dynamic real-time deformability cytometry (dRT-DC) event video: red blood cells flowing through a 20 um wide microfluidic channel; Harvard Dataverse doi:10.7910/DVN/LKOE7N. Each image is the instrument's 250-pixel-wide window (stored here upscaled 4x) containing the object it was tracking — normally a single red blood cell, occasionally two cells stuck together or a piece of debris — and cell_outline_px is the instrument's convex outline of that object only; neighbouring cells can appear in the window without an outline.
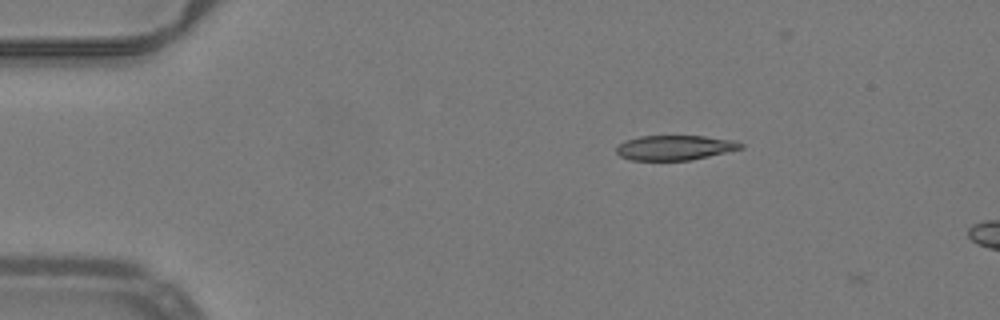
{"species": "common noctule bat (a hibernating species)", "species_latin": "Nyctalus noctula", "temperature_condition": "warm", "stored_images_in_passage": 5, "camera_frame_rate_fps": 3000, "um_per_image_px": 0.085, "animal": {"sex": "male", "body_mass_g": 19.2, "forearm_length_mm": 51.8}, "frame": {"image": 1, "passage_image": 3, "time_ms": 0.667, "image_size_px": [1000, 320], "cell_outline_px": [[744, 148], [692, 160], [632, 160], [620, 156], [616, 152], [616, 148], [624, 140], [640, 136], [704, 136], [732, 140], [744, 144]], "centroid_in_image_um": [57.36, 12.55], "position_along_channel_um": 27.6, "area_um2": 17.98}}